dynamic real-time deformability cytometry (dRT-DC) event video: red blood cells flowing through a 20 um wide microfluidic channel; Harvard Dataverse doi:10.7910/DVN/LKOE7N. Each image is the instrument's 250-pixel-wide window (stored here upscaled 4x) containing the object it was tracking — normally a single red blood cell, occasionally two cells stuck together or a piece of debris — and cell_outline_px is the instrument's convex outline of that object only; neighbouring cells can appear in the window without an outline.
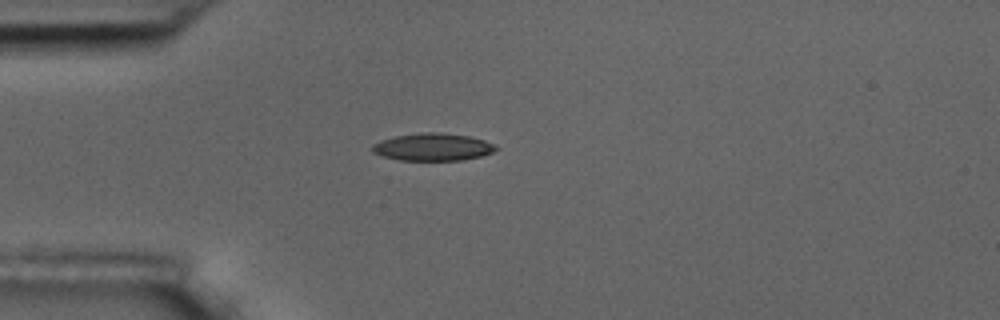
{"species": "common noctule bat (a hibernating species)", "species_latin": "Nyctalus noctula", "temperature_condition": "room temperature", "stored_images_in_passage": 4, "camera_frame_rate_fps": 3000, "um_per_image_px": 0.085, "animal": {"sex": "male", "body_mass_g": 17.5, "forearm_length_mm": 52.3}, "frame": {"image": 1, "passage_image": 1, "time_ms": 0.0, "image_size_px": [1000, 320], "cell_outline_px": [[500, 148], [492, 152], [480, 156], [460, 160], [400, 160], [380, 156], [372, 152], [372, 144], [380, 140], [396, 136], [420, 132], [440, 132], [468, 136], [484, 140], [496, 144]], "centroid_in_image_um": [36.77, 12.49], "position_along_channel_um": 48.2, "area_um2": 19.88}}